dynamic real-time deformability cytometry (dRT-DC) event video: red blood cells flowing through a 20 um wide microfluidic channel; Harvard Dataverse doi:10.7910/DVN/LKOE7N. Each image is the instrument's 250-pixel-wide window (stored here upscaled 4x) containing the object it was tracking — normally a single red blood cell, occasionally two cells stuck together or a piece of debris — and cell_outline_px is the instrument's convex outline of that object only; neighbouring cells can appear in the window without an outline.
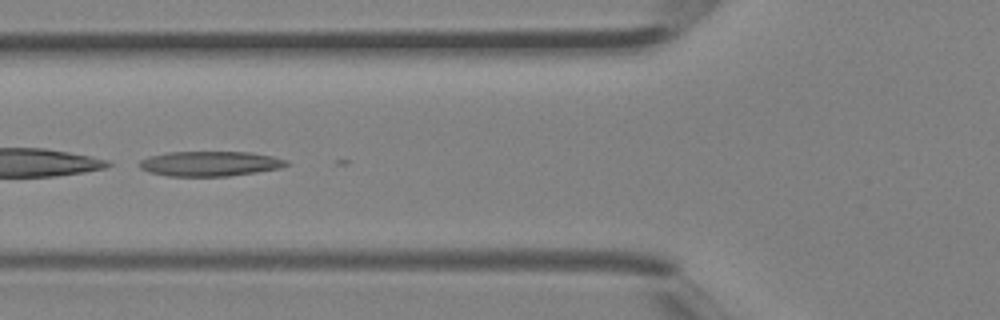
{"species": "Egyptian fruit bat (a non-hibernating species)", "species_latin": "Rousettus aegyptiacus", "temperature_condition": "room temperature", "stored_images_in_passage": 4, "camera_frame_rate_fps": 3000, "um_per_image_px": 0.085, "animal": {"sex": "female"}, "frame": {"image": 1, "passage_image": 4, "time_ms": 1.0, "image_size_px": [1000, 320], "cell_outline_px": [[288, 164], [280, 168], [256, 172], [228, 176], [168, 176], [148, 172], [140, 168], [140, 160], [148, 156], [168, 152], [248, 152], [272, 156], [288, 160]], "centroid_in_image_um": [17.82, 13.91], "position_along_channel_um": 108.0, "area_um2": 21.33}}